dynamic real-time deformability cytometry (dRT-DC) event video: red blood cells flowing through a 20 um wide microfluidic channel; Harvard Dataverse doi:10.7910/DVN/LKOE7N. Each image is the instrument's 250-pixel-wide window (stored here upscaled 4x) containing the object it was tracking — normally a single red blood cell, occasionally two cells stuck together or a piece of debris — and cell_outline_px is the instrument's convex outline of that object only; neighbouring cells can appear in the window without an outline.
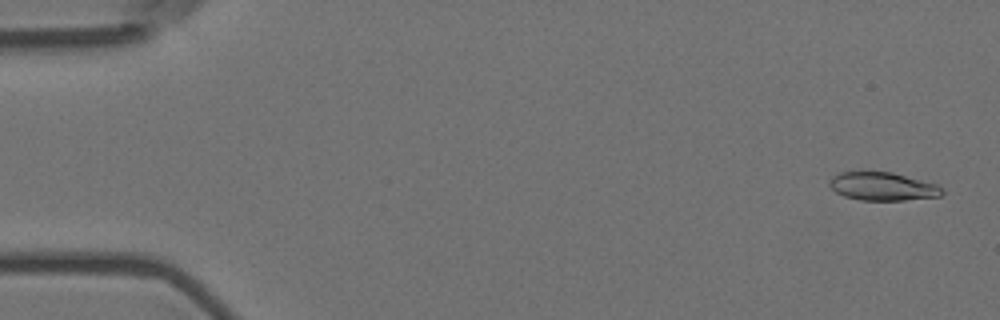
{"species": "Egyptian fruit bat (a non-hibernating species)", "species_latin": "Rousettus aegyptiacus", "temperature_condition": "room temperature", "stored_images_in_passage": 4, "camera_frame_rate_fps": 3000, "um_per_image_px": 0.085, "animal": {"sex": "female"}, "frame": {"image": 1, "passage_image": 1, "time_ms": 0.0, "image_size_px": [1000, 320], "cell_outline_px": [[944, 192], [940, 196], [904, 200], [860, 200], [844, 196], [836, 192], [828, 184], [828, 180], [832, 176], [840, 172], [892, 172], [936, 184], [944, 188]], "centroid_in_image_um": [75.01, 15.84], "position_along_channel_um": 10.0, "area_um2": 18.5}}